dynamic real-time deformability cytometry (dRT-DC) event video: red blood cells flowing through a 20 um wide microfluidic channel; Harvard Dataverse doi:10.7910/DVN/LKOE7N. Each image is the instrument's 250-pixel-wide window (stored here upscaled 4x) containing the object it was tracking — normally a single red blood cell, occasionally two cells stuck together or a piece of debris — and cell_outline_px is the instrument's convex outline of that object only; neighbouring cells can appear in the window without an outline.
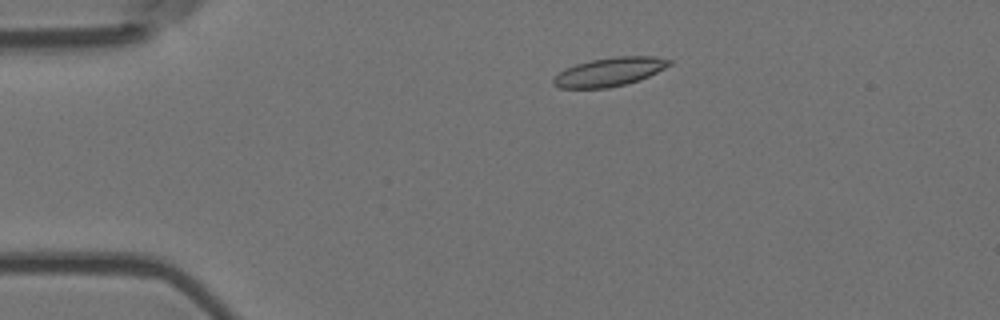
{"species": "Egyptian fruit bat (a non-hibernating species)", "species_latin": "Rousettus aegyptiacus", "temperature_condition": "room temperature", "stored_images_in_passage": 3, "camera_frame_rate_fps": 3000, "um_per_image_px": 0.085, "animal": {"sex": "female"}, "frame": {"image": 1, "passage_image": 1, "time_ms": 0.0, "image_size_px": [1000, 320], "cell_outline_px": [[672, 64], [648, 76], [624, 84], [608, 88], [560, 88], [552, 84], [552, 80], [564, 68], [576, 64], [592, 60], [616, 56], [656, 56], [672, 60]], "centroid_in_image_um": [51.79, 6.1], "position_along_channel_um": 33.2, "area_um2": 19.19}}
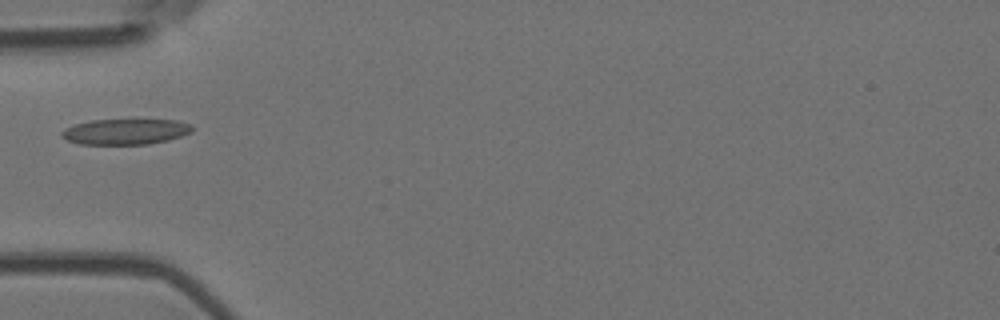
{"frame": {"image": 2, "passage_image": 3, "time_ms": 0.667, "image_size_px": [1000, 320], "cell_outline_px": [[192, 132], [168, 140], [148, 144], [80, 144], [68, 140], [60, 136], [60, 132], [64, 128], [76, 124], [92, 120], [176, 120], [192, 124]], "centroid_in_image_um": [10.66, 11.19], "position_along_channel_um": 74.3, "area_um2": 19.42}}